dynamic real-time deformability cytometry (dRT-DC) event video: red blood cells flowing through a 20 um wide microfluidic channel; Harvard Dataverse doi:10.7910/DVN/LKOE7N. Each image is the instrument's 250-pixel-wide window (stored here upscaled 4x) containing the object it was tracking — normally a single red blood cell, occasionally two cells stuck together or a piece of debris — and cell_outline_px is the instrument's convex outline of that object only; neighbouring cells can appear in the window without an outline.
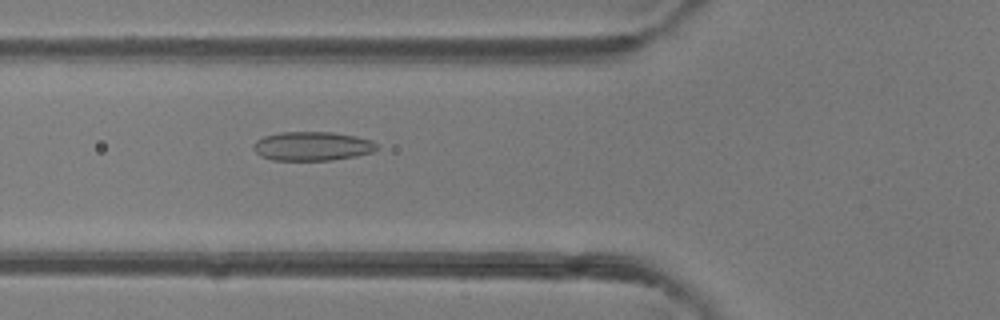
{"species": "common noctule bat (a hibernating species)", "species_latin": "Nyctalus noctula", "temperature_condition": "room temperature", "stored_images_in_passage": 6, "camera_frame_rate_fps": 3000, "um_per_image_px": 0.085, "animal": {"sex": "female"}, "frame": {"image": 1, "passage_image": 6, "time_ms": 1.667, "image_size_px": [1000, 320], "cell_outline_px": [[376, 148], [372, 152], [356, 156], [332, 160], [272, 160], [260, 156], [252, 148], [252, 144], [256, 140], [264, 136], [280, 132], [332, 132], [356, 136], [372, 140], [376, 144]], "centroid_in_image_um": [26.5, 12.42], "position_along_channel_um": 99.3, "area_um2": 20.92}}